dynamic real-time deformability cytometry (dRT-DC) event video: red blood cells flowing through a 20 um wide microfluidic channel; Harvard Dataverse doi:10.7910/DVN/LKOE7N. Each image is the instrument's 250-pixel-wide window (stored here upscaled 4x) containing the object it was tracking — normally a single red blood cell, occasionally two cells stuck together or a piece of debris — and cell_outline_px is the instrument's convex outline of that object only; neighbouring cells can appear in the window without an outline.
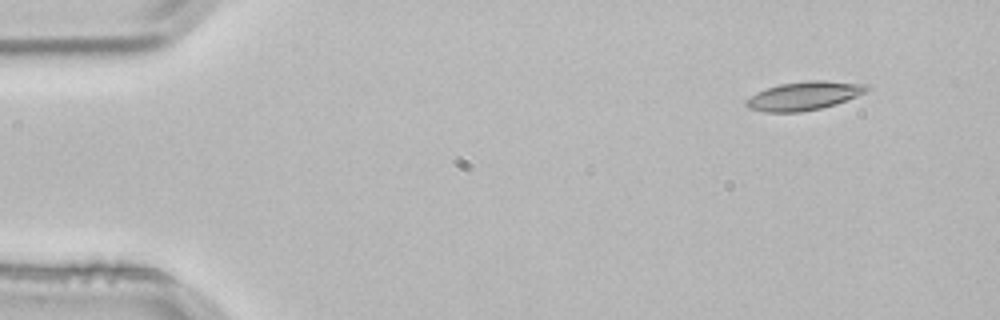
{"species": "common noctule bat (a hibernating species)", "species_latin": "Nyctalus noctula", "temperature_condition": "room temperature", "stored_images_in_passage": 3, "camera_frame_rate_fps": 3000, "um_per_image_px": 0.085, "animal": {"sex": "male", "body_mass_g": 21.5, "forearm_length_mm": 52.0}, "frame": {"image": 1, "passage_image": 1, "time_ms": 0.0, "image_size_px": [1000, 320], "cell_outline_px": [[868, 88], [864, 92], [856, 96], [836, 104], [820, 108], [800, 112], [764, 112], [748, 108], [744, 104], [744, 100], [756, 92], [780, 84], [808, 80], [820, 80], [868, 84]], "centroid_in_image_um": [68.29, 8.15], "position_along_channel_um": 16.7, "area_um2": 20.0}}